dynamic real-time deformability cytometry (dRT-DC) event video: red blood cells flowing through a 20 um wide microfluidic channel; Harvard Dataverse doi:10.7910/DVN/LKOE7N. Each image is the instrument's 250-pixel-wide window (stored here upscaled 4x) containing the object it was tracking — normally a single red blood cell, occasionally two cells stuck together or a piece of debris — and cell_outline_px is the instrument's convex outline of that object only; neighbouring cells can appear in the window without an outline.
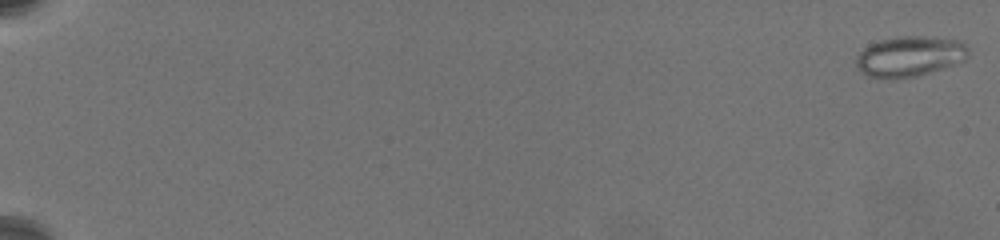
{"species": "common noctule bat (a hibernating species)", "species_latin": "Nyctalus noctula", "temperature_condition": "warm", "stored_images_in_passage": 27, "camera_frame_rate_fps": 3000, "um_per_image_px": 0.085, "animal": {"sex": "female", "body_mass_g": 19.5, "forearm_length_mm": 54.1}, "frame": {"image": 1, "passage_image": 1, "time_ms": 0.0, "image_size_px": [1000, 240], "cell_outline_px": [[968, 56], [964, 60], [944, 68], [916, 76], [868, 76], [856, 68], [856, 56], [864, 48], [880, 40], [896, 36], [924, 36], [960, 40], [968, 48]], "centroid_in_image_um": [77.34, 4.75], "position_along_channel_um": 7.7, "area_um2": 25.89}}
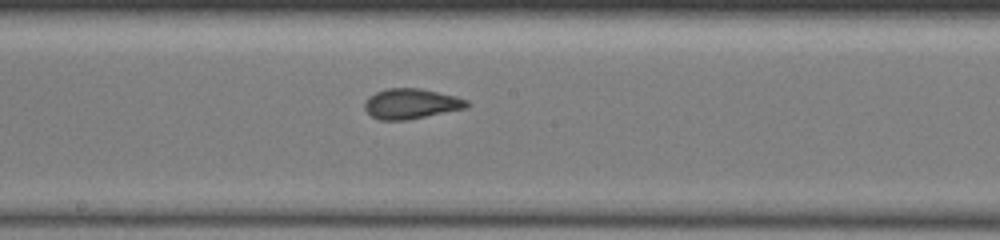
{"frame": {"image": 2, "passage_image": 17, "time_ms": 12.333, "image_size_px": [1000, 240], "cell_outline_px": [[468, 104], [464, 108], [408, 120], [380, 120], [372, 116], [364, 108], [364, 104], [368, 96], [376, 92], [388, 88], [420, 88], [456, 96], [468, 100]], "centroid_in_image_um": [34.91, 8.81], "position_along_channel_um": 213.3, "area_um2": 17.86}}
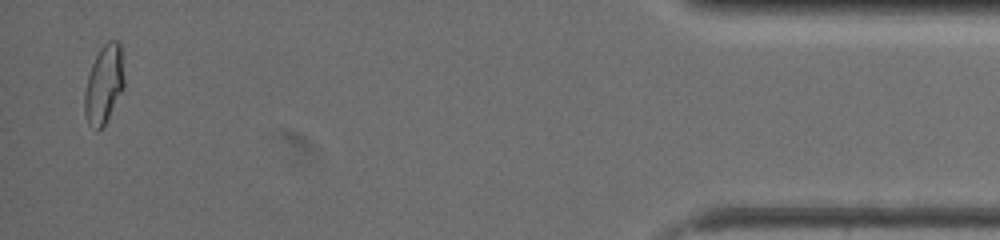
{"frame": {"image": 3, "passage_image": 27, "time_ms": 20.333, "image_size_px": [1000, 240], "cell_outline_px": [[124, 88], [104, 124], [96, 132], [88, 124], [84, 112], [84, 92], [88, 76], [92, 64], [100, 48], [108, 40], [120, 40], [124, 76]], "centroid_in_image_um": [8.83, 7.16], "position_along_channel_um": 426.4, "area_um2": 18.15}, "authors_computed_cell_mechanics": {"area_um2": 18.1492, "velocity_mm_per_s": 3.5152, "shape_relaxation_time_tau1_ms": null, "shape_relaxation_time_tau2_ms": 0.8137, "deformation_change_tau1": null, "deformation_change_tau2": 0.0577}}